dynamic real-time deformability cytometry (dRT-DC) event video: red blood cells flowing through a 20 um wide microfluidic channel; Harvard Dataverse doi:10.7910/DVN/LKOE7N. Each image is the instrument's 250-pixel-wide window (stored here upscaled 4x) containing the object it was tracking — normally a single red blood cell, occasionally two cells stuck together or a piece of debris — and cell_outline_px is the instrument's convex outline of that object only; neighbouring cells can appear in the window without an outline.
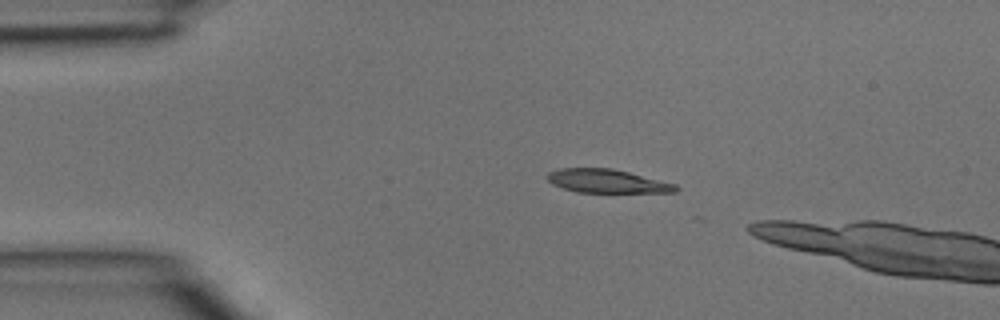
{"species": "common noctule bat (a hibernating species)", "species_latin": "Nyctalus noctula", "temperature_condition": "room temperature", "stored_images_in_passage": 3, "camera_frame_rate_fps": 3000, "um_per_image_px": 0.085, "animal": {"sex": "male", "body_mass_g": 15.6}, "frame": {"image": 1, "passage_image": 2, "time_ms": 0.333, "image_size_px": [1000, 320], "cell_outline_px": [[680, 188], [676, 192], [576, 192], [552, 184], [548, 180], [548, 172], [560, 168], [612, 168], [676, 184]], "centroid_in_image_um": [51.6, 15.39], "position_along_channel_um": 33.4, "area_um2": 17.46}}